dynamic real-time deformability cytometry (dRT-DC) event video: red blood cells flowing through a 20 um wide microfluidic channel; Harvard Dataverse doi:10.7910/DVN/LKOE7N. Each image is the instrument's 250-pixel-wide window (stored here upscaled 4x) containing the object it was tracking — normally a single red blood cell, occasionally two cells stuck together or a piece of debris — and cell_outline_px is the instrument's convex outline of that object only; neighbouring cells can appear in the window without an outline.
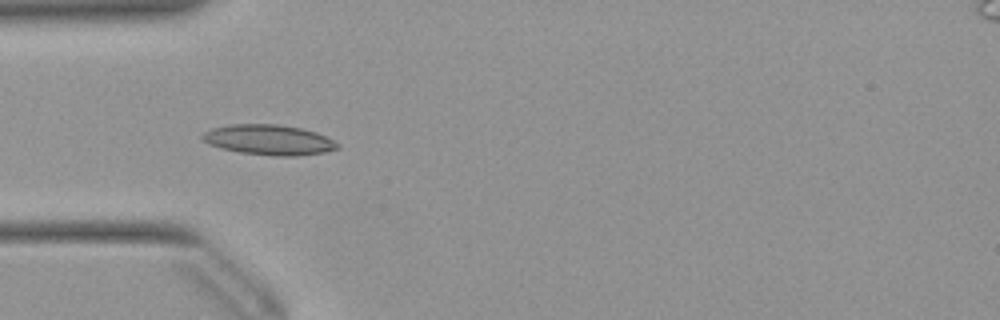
{"species": "Egyptian fruit bat (a non-hibernating species)", "species_latin": "Rousettus aegyptiacus", "temperature_condition": "warm", "stored_images_in_passage": 20, "camera_frame_rate_fps": 3000, "um_per_image_px": 0.085, "animal": {"sex": "female"}, "frame": {"image": 1, "passage_image": 16, "time_ms": 5.0, "image_size_px": [1000, 320], "cell_outline_px": [[340, 148], [324, 152], [296, 156], [276, 156], [240, 152], [220, 148], [208, 144], [200, 136], [204, 132], [212, 128], [232, 124], [276, 124], [300, 128], [316, 132], [340, 144]], "centroid_in_image_um": [22.84, 11.89], "position_along_channel_um": 62.2, "area_um2": 23.7}}
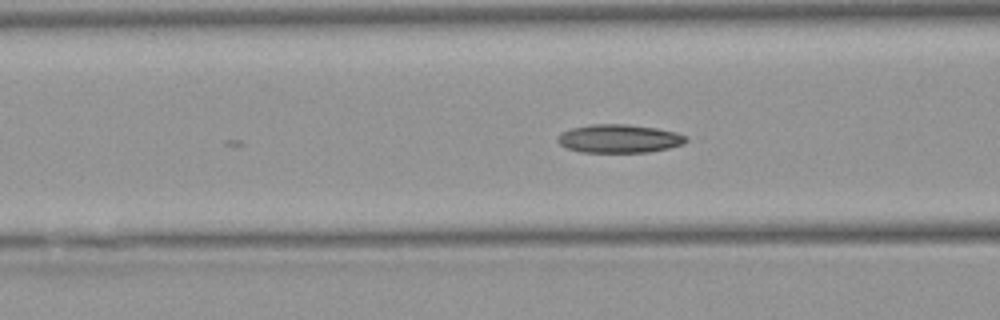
{"frame": {"image": 2, "passage_image": 20, "time_ms": 6.333, "image_size_px": [1000, 320], "cell_outline_px": [[688, 140], [684, 144], [668, 148], [648, 152], [580, 152], [568, 148], [560, 144], [556, 140], [556, 136], [560, 132], [572, 128], [592, 124], [628, 124], [656, 128], [676, 132], [688, 136]], "centroid_in_image_um": [52.63, 11.78], "position_along_channel_um": 114.0, "area_um2": 21.39}}